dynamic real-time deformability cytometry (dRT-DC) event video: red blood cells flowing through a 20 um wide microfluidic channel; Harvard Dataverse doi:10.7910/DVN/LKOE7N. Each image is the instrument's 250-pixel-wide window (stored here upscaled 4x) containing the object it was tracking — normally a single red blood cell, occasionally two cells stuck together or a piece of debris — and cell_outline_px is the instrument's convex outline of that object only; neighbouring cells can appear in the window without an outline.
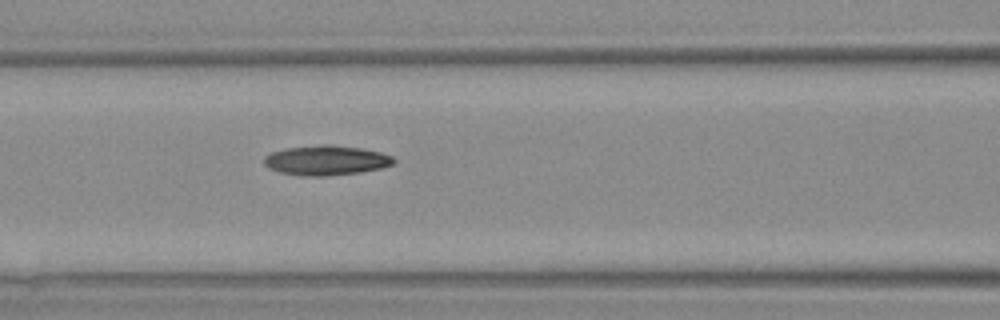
{"species": "Egyptian fruit bat (a non-hibernating species)", "species_latin": "Rousettus aegyptiacus", "temperature_condition": "warm", "stored_images_in_passage": 5, "camera_frame_rate_fps": 3000, "um_per_image_px": 0.085, "animal": {"sex": "female"}, "frame": {"image": 1, "passage_image": 4, "time_ms": 4.667, "image_size_px": [1000, 320], "cell_outline_px": [[396, 160], [392, 164], [380, 168], [360, 172], [324, 176], [304, 176], [280, 172], [268, 168], [264, 164], [264, 156], [272, 152], [284, 148], [324, 144], [328, 144], [360, 148], [380, 152], [392, 156]], "centroid_in_image_um": [27.69, 13.62], "position_along_channel_um": 138.9, "area_um2": 22.43}}